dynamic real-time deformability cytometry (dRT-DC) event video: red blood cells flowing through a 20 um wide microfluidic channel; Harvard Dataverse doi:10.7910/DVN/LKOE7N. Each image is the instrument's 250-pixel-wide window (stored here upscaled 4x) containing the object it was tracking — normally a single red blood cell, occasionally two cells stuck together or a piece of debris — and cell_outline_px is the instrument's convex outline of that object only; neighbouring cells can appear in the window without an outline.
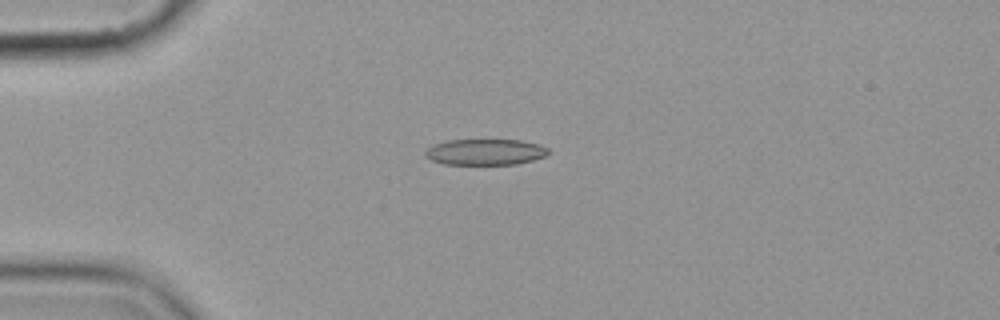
{"species": "common noctule bat (a hibernating species)", "species_latin": "Nyctalus noctula", "temperature_condition": "cold", "stored_images_in_passage": 4, "camera_frame_rate_fps": 3000, "um_per_image_px": 0.085, "animal": {"sex": "female", "body_mass_g": 19.9}, "frame": {"image": 1, "passage_image": 3, "time_ms": 2.333, "image_size_px": [1000, 320], "cell_outline_px": [[552, 152], [544, 156], [532, 160], [516, 164], [444, 164], [432, 160], [424, 156], [424, 152], [432, 144], [448, 140], [520, 140], [540, 144], [548, 148]], "centroid_in_image_um": [41.25, 12.91], "position_along_channel_um": 43.8, "area_um2": 18.73}}